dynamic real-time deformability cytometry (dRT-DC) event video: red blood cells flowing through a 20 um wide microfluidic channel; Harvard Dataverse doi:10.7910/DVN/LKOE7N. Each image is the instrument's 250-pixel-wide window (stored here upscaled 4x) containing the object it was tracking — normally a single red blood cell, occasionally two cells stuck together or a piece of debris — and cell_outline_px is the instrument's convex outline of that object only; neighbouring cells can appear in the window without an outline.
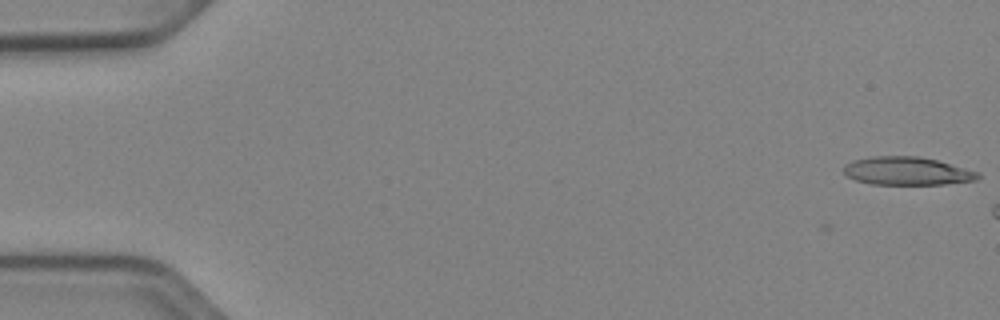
{"species": "Egyptian fruit bat (a non-hibernating species)", "species_latin": "Rousettus aegyptiacus", "temperature_condition": "cold", "stored_images_in_passage": 7, "camera_frame_rate_fps": 3000, "um_per_image_px": 0.085, "animal": {"sex": "female"}, "frame": {"image": 1, "passage_image": 1, "time_ms": 0.0, "image_size_px": [1000, 320], "cell_outline_px": [[980, 176], [976, 180], [944, 184], [872, 184], [856, 180], [848, 176], [844, 172], [844, 164], [852, 160], [872, 156], [920, 156], [936, 160], [980, 172]], "centroid_in_image_um": [77.09, 14.53], "position_along_channel_um": 7.9, "area_um2": 21.96}}